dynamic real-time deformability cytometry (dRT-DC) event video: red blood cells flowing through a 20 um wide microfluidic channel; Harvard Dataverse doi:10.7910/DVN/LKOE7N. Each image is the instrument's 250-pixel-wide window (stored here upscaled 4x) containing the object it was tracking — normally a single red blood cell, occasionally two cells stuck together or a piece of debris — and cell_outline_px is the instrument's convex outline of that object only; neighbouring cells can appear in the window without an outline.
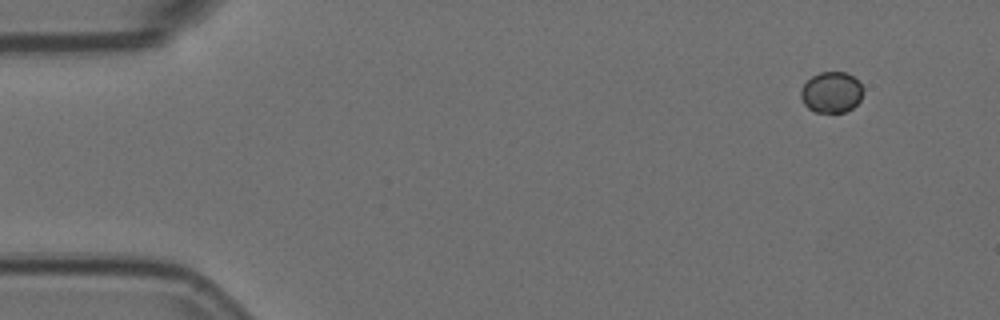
{"species": "Egyptian fruit bat (a non-hibernating species)", "species_latin": "Rousettus aegyptiacus", "temperature_condition": "room temperature", "stored_images_in_passage": 9, "camera_frame_rate_fps": 3000, "um_per_image_px": 0.085, "animal": {"sex": "female"}, "frame": {"image": 1, "passage_image": 1, "time_ms": 0.0, "image_size_px": [1000, 320], "cell_outline_px": [[864, 88], [860, 100], [852, 108], [844, 112], [816, 112], [808, 108], [804, 104], [800, 96], [800, 92], [804, 84], [812, 76], [820, 72], [844, 72], [852, 76]], "centroid_in_image_um": [70.66, 7.85], "position_along_channel_um": 14.3, "area_um2": 14.74}}
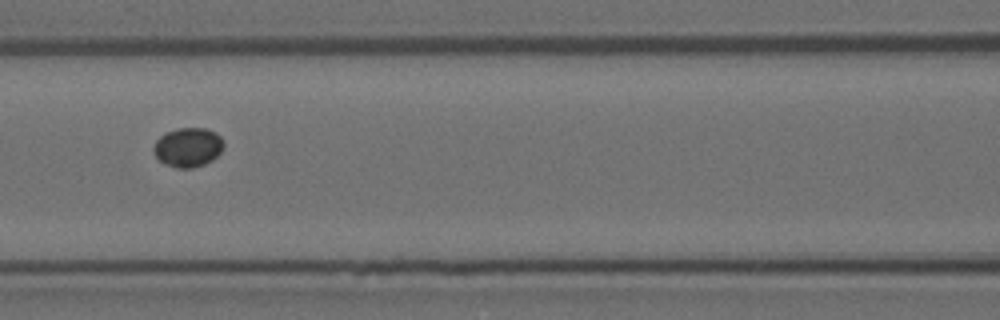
{"frame": {"image": 2, "passage_image": 6, "time_ms": 1.667, "image_size_px": [1000, 320], "cell_outline_px": [[224, 144], [220, 152], [212, 160], [204, 164], [192, 168], [176, 168], [164, 164], [156, 156], [152, 148], [156, 140], [164, 132], [176, 128], [204, 128], [216, 132], [220, 136]], "centroid_in_image_um": [15.95, 12.51], "position_along_channel_um": 150.6, "area_um2": 16.13}}
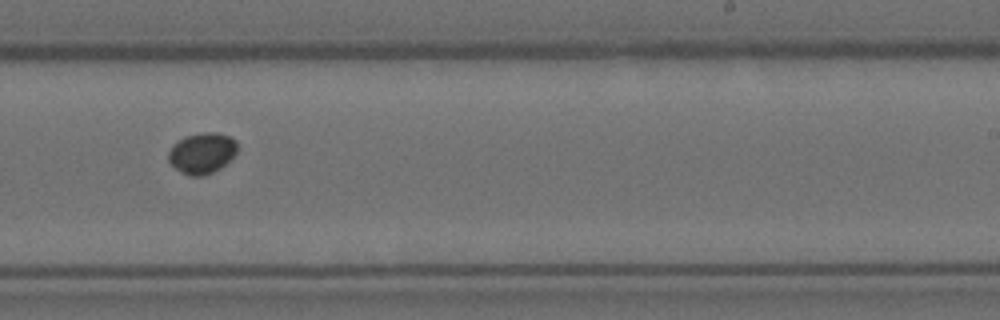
{"frame": {"image": 3, "passage_image": 9, "time_ms": 2.667, "image_size_px": [1000, 320], "cell_outline_px": [[236, 152], [220, 168], [212, 172], [200, 176], [188, 176], [176, 168], [168, 160], [168, 152], [172, 144], [184, 136], [204, 132], [216, 132], [232, 136], [236, 140]], "centroid_in_image_um": [17.15, 12.99], "position_along_channel_um": 271.8, "area_um2": 16.36}}